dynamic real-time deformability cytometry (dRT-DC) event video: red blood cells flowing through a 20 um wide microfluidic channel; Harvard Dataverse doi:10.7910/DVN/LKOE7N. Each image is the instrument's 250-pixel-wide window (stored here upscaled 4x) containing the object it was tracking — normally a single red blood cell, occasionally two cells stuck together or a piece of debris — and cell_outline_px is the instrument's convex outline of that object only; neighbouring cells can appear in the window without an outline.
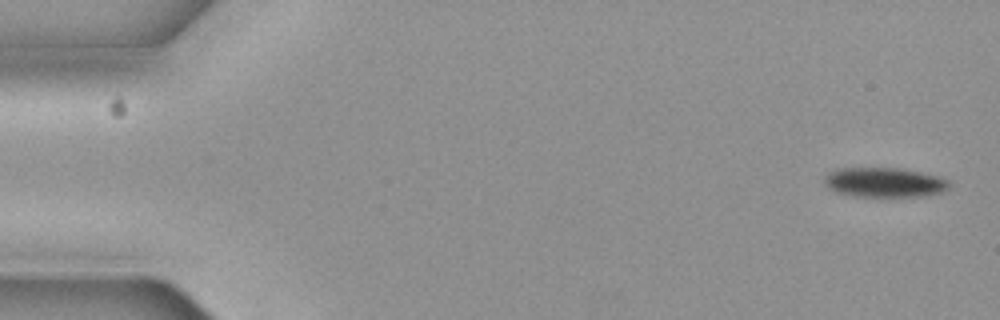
{"species": "common noctule bat (a hibernating species)", "species_latin": "Nyctalus noctula", "temperature_condition": "cold", "stored_images_in_passage": 5, "camera_frame_rate_fps": 3000, "um_per_image_px": 0.085, "animal": {"sex": "female", "body_mass_g": 19.3, "forearm_length_mm": 54.1}, "frame": {"image": 1, "passage_image": 1, "time_ms": 0.0, "image_size_px": [1000, 320], "cell_outline_px": [[948, 188], [940, 192], [924, 196], [852, 196], [836, 192], [828, 188], [824, 184], [824, 176], [836, 168], [900, 168], [920, 172], [936, 176], [948, 180]], "centroid_in_image_um": [75.11, 15.5], "position_along_channel_um": 9.9, "area_um2": 21.44}}
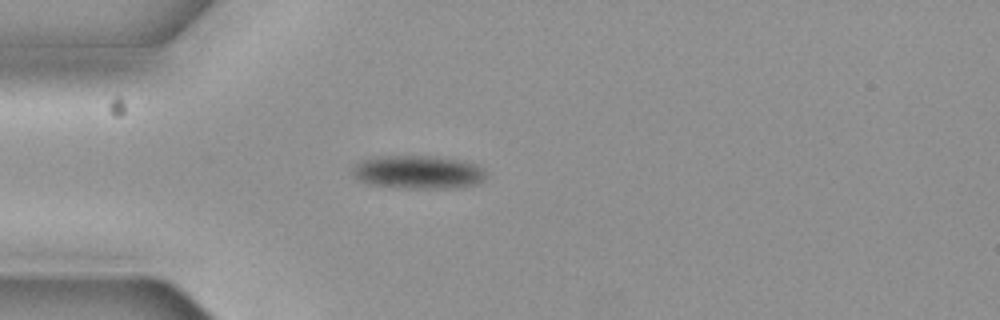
{"frame": {"image": 2, "passage_image": 5, "time_ms": 1.333, "image_size_px": [1000, 320], "cell_outline_px": [[488, 176], [480, 184], [456, 188], [404, 188], [368, 184], [356, 180], [352, 176], [352, 168], [360, 160], [380, 156], [436, 156], [460, 160], [480, 164], [484, 168]], "centroid_in_image_um": [35.58, 14.64], "position_along_channel_um": 49.4, "area_um2": 26.59}}